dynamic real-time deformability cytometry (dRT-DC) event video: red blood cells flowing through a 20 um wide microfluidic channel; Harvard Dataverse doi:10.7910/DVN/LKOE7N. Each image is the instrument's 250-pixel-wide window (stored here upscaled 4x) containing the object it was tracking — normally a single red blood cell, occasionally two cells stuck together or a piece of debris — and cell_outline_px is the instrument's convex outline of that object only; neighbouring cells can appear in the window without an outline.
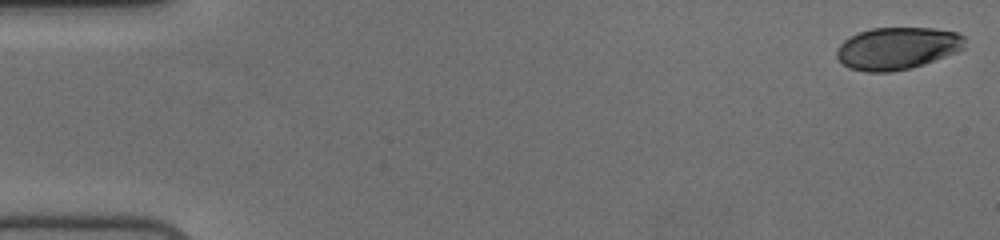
{"species": "human", "species_latin": "Homo sapiens", "temperature_condition": "cold", "stored_images_in_passage": 56, "camera_frame_rate_fps": 3000, "um_per_image_px": 0.085, "donor": {"sex": "female"}, "frame": {"image": 1, "passage_image": 1, "time_ms": 0.0, "image_size_px": [1000, 240], "cell_outline_px": [[964, 48], [956, 52], [924, 64], [912, 68], [892, 72], [864, 72], [848, 68], [836, 56], [836, 52], [840, 44], [844, 40], [860, 32], [872, 28], [932, 28], [956, 32], [964, 36]], "centroid_in_image_um": [76.26, 4.12], "position_along_channel_um": 8.7, "area_um2": 31.5}}
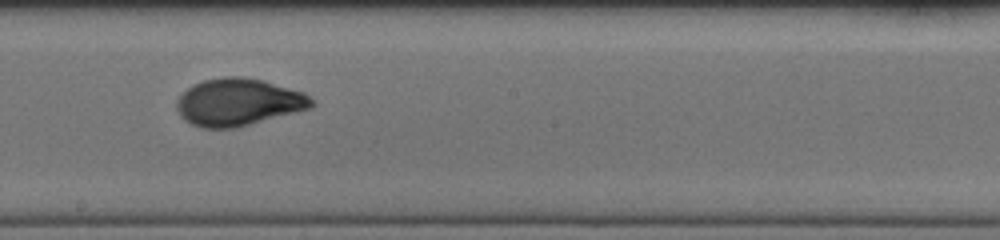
{"frame": {"image": 2, "passage_image": 32, "time_ms": 10.333, "image_size_px": [1000, 240], "cell_outline_px": [[316, 104], [312, 108], [236, 128], [204, 128], [192, 124], [184, 120], [180, 116], [176, 108], [176, 100], [188, 88], [204, 80], [224, 76], [244, 76], [264, 80], [304, 92], [316, 100]], "centroid_in_image_um": [20.31, 8.68], "position_along_channel_um": 227.9, "area_um2": 37.51}}
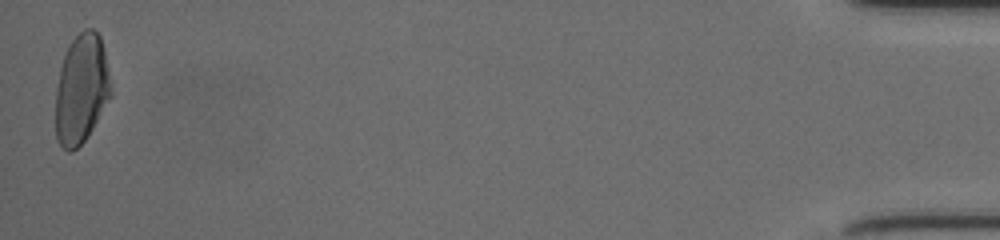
{"frame": {"image": 3, "passage_image": 56, "time_ms": 18.333, "image_size_px": [1000, 240], "cell_outline_px": [[112, 96], [92, 128], [84, 140], [72, 152], [68, 152], [56, 140], [56, 88], [60, 68], [68, 44], [84, 28], [92, 28], [100, 36], [104, 52], [112, 92]], "centroid_in_image_um": [6.91, 7.57], "position_along_channel_um": 428.3, "area_um2": 35.08}, "authors_computed_cell_mechanics": {"area_um2": 35.1424, "velocity_mm_per_s": 3.7019, "shape_relaxation_time_tau1_ms": 3.8958, "shape_relaxation_time_tau2_ms": null, "deformation_change_tau1": 0.1738, "deformation_change_tau2": null}}